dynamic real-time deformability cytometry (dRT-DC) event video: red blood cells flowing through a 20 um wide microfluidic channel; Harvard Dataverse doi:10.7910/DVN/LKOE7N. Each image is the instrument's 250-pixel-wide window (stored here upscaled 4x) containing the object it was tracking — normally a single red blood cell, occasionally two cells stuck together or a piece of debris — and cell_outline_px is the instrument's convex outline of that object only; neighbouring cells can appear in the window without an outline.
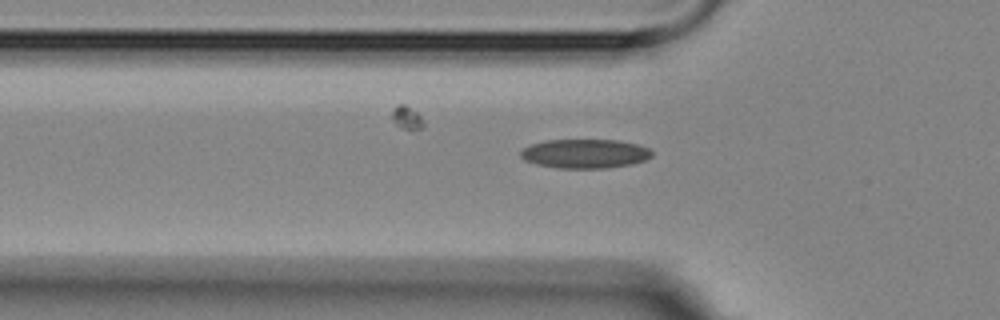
{"species": "Egyptian fruit bat (a non-hibernating species)", "species_latin": "Rousettus aegyptiacus", "temperature_condition": "room temperature", "stored_images_in_passage": 3, "segment_of_instrument_passage": [2, 2], "camera_frame_rate_fps": 3000, "um_per_image_px": 0.085, "animal": {"sex": "female"}, "frame": {"image": 1, "passage_image": 3, "time_ms": 2.333, "image_size_px": [1000, 320], "cell_outline_px": [[652, 156], [644, 160], [632, 164], [604, 168], [556, 168], [536, 164], [524, 160], [520, 156], [520, 148], [532, 144], [548, 140], [616, 140], [636, 144], [648, 148], [652, 152]], "centroid_in_image_um": [49.67, 13.06], "position_along_channel_um": 76.1, "area_um2": 22.25}}